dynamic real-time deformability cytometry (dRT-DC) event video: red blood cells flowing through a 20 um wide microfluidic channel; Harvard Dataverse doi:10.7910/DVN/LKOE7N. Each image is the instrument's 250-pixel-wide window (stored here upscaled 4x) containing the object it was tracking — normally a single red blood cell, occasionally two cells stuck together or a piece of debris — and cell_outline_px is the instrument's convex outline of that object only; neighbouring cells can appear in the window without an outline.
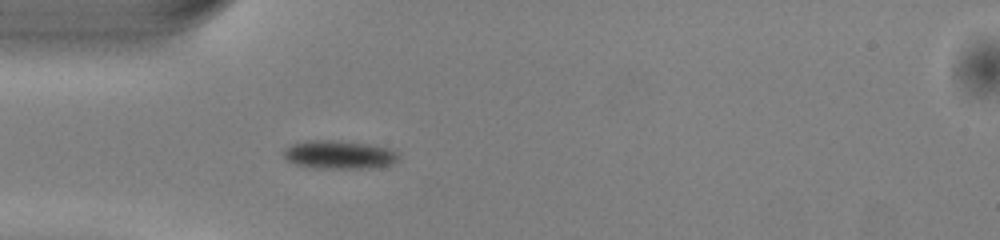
{"species": "common noctule bat (a hibernating species)", "species_latin": "Nyctalus noctula", "temperature_condition": "warm", "stored_images_in_passage": 37, "camera_frame_rate_fps": 3000, "um_per_image_px": 0.085, "animal": {"sex": "male", "body_mass_g": 13.0, "forearm_length_mm": 53.1}, "frame": {"image": 1, "passage_image": 1, "time_ms": 0.0, "image_size_px": [1000, 240], "cell_outline_px": [[400, 160], [388, 164], [352, 168], [316, 168], [296, 164], [288, 160], [284, 156], [284, 148], [292, 144], [308, 140], [340, 140], [368, 144], [388, 148], [400, 152]], "centroid_in_image_um": [28.82, 13.12], "position_along_channel_um": 56.2, "area_um2": 18.79}}
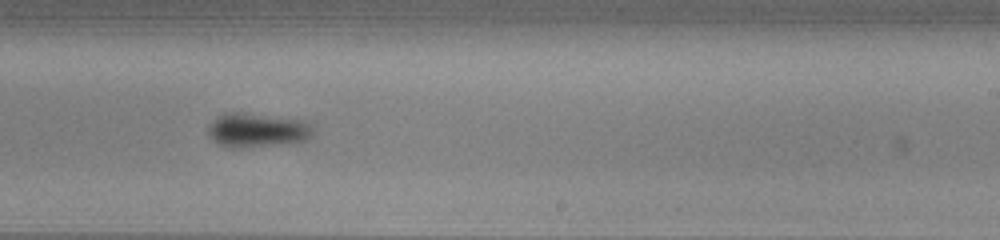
{"frame": {"image": 2, "passage_image": 17, "time_ms": 5.333, "image_size_px": [1000, 240], "cell_outline_px": [[312, 136], [308, 140], [280, 144], [240, 148], [228, 148], [220, 144], [208, 132], [208, 128], [220, 116], [228, 112], [236, 112], [300, 120], [312, 124]], "centroid_in_image_um": [21.91, 11.08], "position_along_channel_um": 267.1, "area_um2": 20.29}}
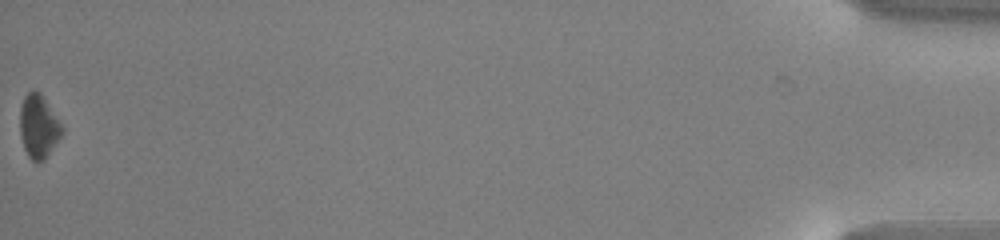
{"frame": {"image": 3, "passage_image": 37, "time_ms": 12.0, "image_size_px": [1000, 240], "cell_outline_px": [[64, 132], [44, 160], [36, 164], [28, 156], [24, 148], [20, 136], [20, 108], [24, 96], [28, 92], [40, 92], [64, 128]], "centroid_in_image_um": [3.28, 10.78], "position_along_channel_um": 431.9, "area_um2": 15.49}, "authors_computed_cell_mechanics": {"area_um2": 19.0162, "velocity_mm_per_s": 4.0535, "shape_relaxation_time_tau1_ms": 3.7208, "shape_relaxation_time_tau2_ms": null, "deformation_change_tau1": 0.0945, "deformation_change_tau2": null}}